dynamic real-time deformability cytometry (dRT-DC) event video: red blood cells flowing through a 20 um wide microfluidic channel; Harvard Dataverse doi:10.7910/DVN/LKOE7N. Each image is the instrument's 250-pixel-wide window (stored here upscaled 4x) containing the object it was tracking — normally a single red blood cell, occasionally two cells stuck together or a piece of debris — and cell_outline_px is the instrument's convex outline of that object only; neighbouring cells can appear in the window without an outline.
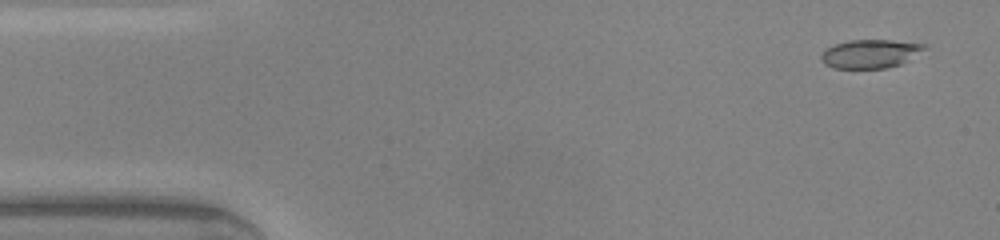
{"species": "common noctule bat (a hibernating species)", "species_latin": "Nyctalus noctula", "temperature_condition": "warm", "stored_images_in_passage": 47, "camera_frame_rate_fps": 3000, "um_per_image_px": 0.085, "animal": {"sex": "male", "body_mass_g": 20.0, "forearm_length_mm": 53.3}, "frame": {"image": 1, "passage_image": 3, "time_ms": 0.667, "image_size_px": [1000, 240], "cell_outline_px": [[928, 48], [900, 64], [888, 68], [832, 68], [824, 64], [820, 60], [820, 56], [828, 48], [836, 44], [852, 40], [892, 40], [924, 44]], "centroid_in_image_um": [73.97, 4.58], "position_along_channel_um": 11.0, "area_um2": 17.05}}
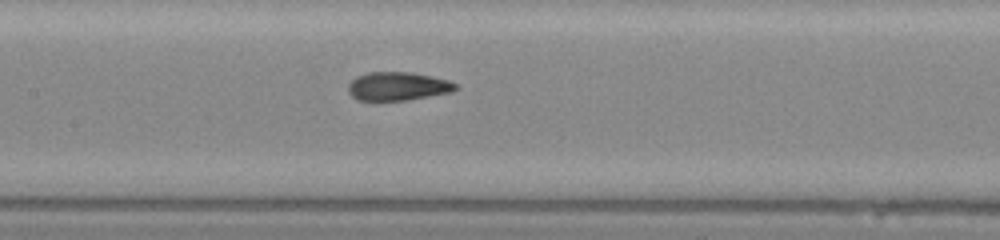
{"frame": {"image": 2, "passage_image": 22, "time_ms": 7.0, "image_size_px": [1000, 240], "cell_outline_px": [[460, 88], [452, 92], [404, 100], [356, 100], [348, 92], [348, 84], [356, 76], [368, 72], [412, 72], [432, 76], [448, 80], [456, 84]], "centroid_in_image_um": [33.81, 7.32], "position_along_channel_um": 173.6, "area_um2": 17.86}}
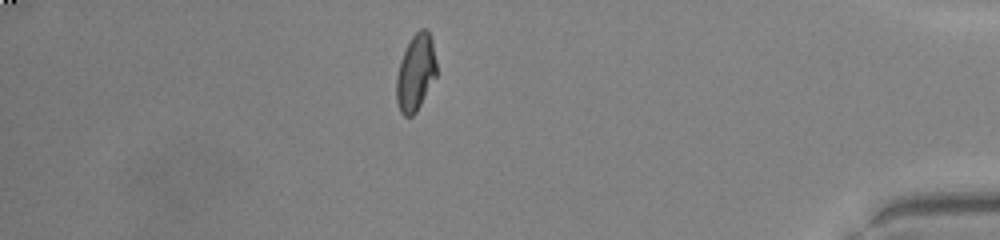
{"frame": {"image": 3, "passage_image": 41, "time_ms": 13.333, "image_size_px": [1000, 240], "cell_outline_px": [[436, 76], [416, 112], [412, 116], [404, 116], [400, 112], [396, 100], [396, 76], [400, 60], [412, 36], [420, 28], [428, 28], [432, 40], [436, 60]], "centroid_in_image_um": [35.32, 6.16], "position_along_channel_um": 399.9, "area_um2": 17.92}, "authors_computed_cell_mechanics": {"area_um2": 18.0336, "velocity_mm_per_s": 4.2984, "shape_relaxation_time_tau1_ms": 6.4964, "shape_relaxation_time_tau2_ms": 0.9896, "deformation_change_tau1": 0.2602, "deformation_change_tau2": 0.0728}}